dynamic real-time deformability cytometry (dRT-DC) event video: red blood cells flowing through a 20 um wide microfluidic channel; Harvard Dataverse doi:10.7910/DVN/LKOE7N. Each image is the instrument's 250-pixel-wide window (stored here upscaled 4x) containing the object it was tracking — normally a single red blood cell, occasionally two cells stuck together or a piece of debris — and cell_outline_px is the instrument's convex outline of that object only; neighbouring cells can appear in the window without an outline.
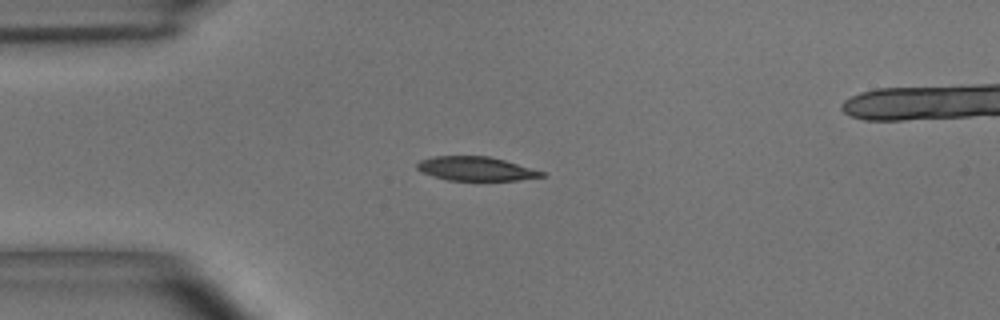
{"species": "common noctule bat (a hibernating species)", "species_latin": "Nyctalus noctula", "temperature_condition": "room temperature", "stored_images_in_passage": 41, "camera_frame_rate_fps": 3000, "um_per_image_px": 0.085, "animal": {"sex": "male", "body_mass_g": 15.6}, "frame": {"image": 1, "passage_image": 1, "time_ms": 0.0, "image_size_px": [1000, 320], "cell_outline_px": [[548, 176], [516, 180], [448, 180], [424, 172], [416, 168], [416, 164], [420, 160], [432, 156], [488, 156], [504, 160], [544, 172]], "centroid_in_image_um": [40.46, 14.33], "position_along_channel_um": 44.5, "area_um2": 17.17}}
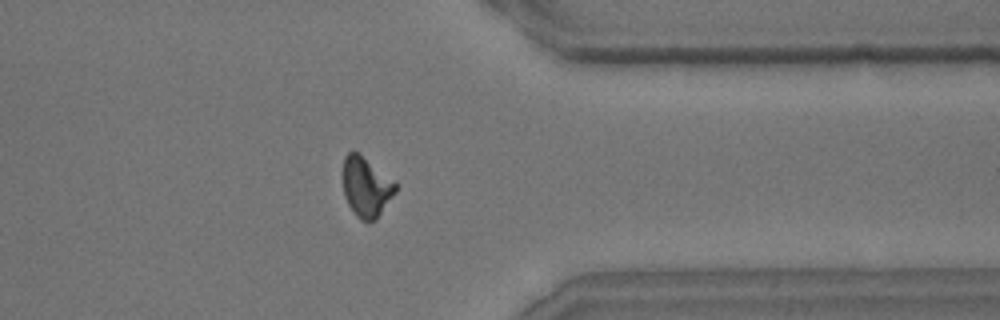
{"frame": {"image": 2, "passage_image": 31, "time_ms": 10.0, "image_size_px": [1000, 320], "cell_outline_px": [[396, 192], [376, 220], [368, 224], [360, 220], [356, 216], [348, 204], [344, 196], [344, 156], [352, 148], [360, 152], [396, 184]], "centroid_in_image_um": [31.11, 15.9], "position_along_channel_um": 380.3, "area_um2": 18.5}}
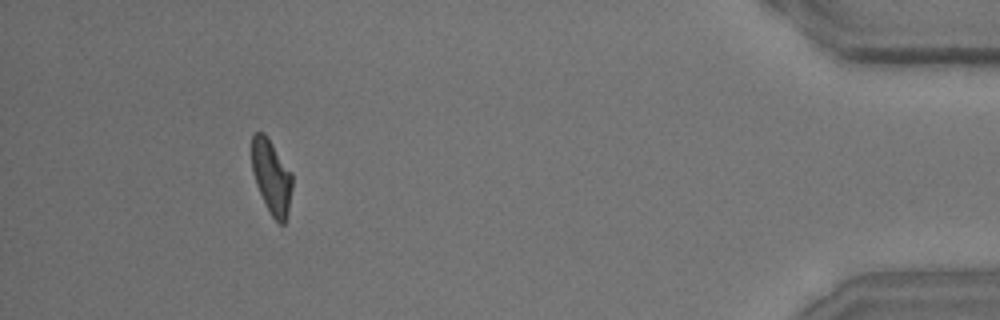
{"frame": {"image": 3, "passage_image": 38, "time_ms": 12.333, "image_size_px": [1000, 320], "cell_outline_px": [[292, 188], [288, 208], [284, 224], [280, 224], [272, 216], [256, 184], [252, 172], [252, 136], [256, 132], [264, 132], [292, 172]], "centroid_in_image_um": [23.08, 14.99], "position_along_channel_um": 412.1, "area_um2": 17.17}}